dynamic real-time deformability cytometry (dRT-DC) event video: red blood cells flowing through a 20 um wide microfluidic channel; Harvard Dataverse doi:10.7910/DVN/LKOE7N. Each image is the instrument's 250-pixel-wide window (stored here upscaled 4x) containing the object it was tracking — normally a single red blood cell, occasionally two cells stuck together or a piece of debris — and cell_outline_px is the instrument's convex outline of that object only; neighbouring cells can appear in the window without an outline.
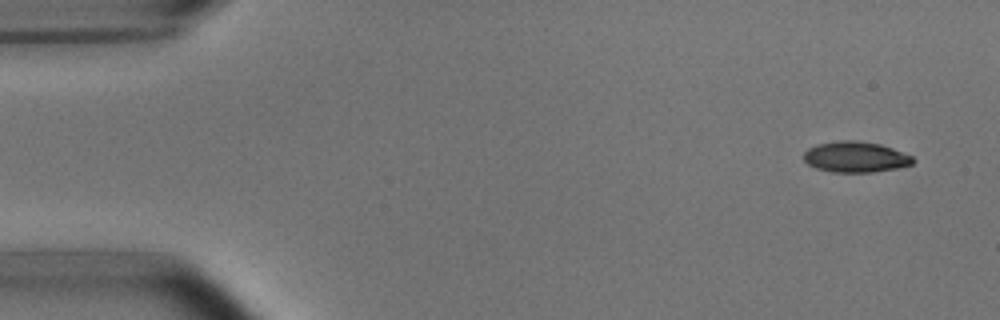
{"species": "common noctule bat (a hibernating species)", "species_latin": "Nyctalus noctula", "temperature_condition": "room temperature", "stored_images_in_passage": 8, "camera_frame_rate_fps": 3000, "um_per_image_px": 0.085, "animal": {"sex": "male", "body_mass_g": 15.6}, "frame": {"image": 1, "passage_image": 1, "time_ms": 0.0, "image_size_px": [1000, 320], "cell_outline_px": [[916, 160], [912, 164], [896, 168], [872, 172], [832, 172], [816, 168], [808, 164], [804, 160], [804, 152], [808, 148], [820, 144], [840, 140], [856, 140], [880, 144], [892, 148], [912, 156]], "centroid_in_image_um": [72.72, 13.34], "position_along_channel_um": 12.3, "area_um2": 19.48}}
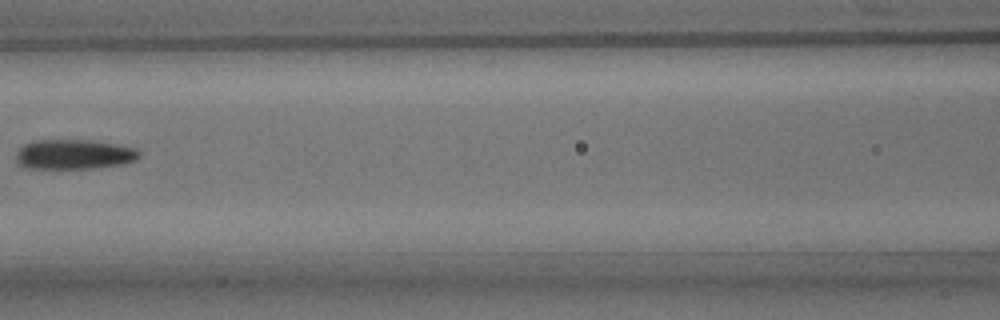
{"frame": {"image": 2, "passage_image": 7, "time_ms": 7.0, "image_size_px": [1000, 320], "cell_outline_px": [[140, 156], [136, 160], [124, 164], [92, 168], [24, 168], [16, 160], [16, 152], [24, 144], [32, 140], [88, 140], [116, 144], [136, 148], [140, 152]], "centroid_in_image_um": [6.29, 13.12], "position_along_channel_um": 160.3, "area_um2": 21.44}}
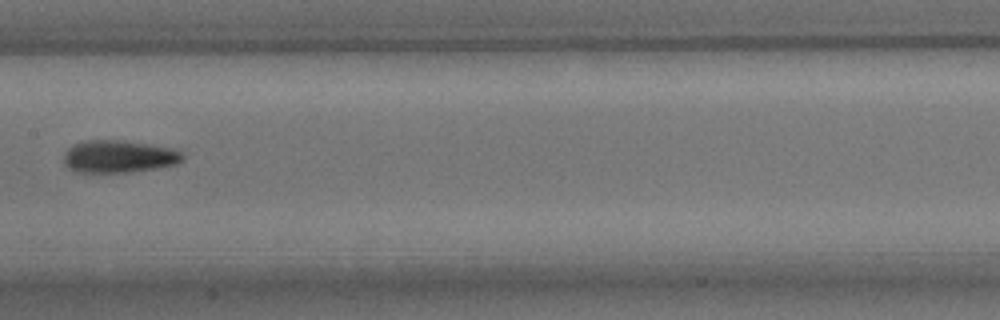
{"frame": {"image": 3, "passage_image": 8, "time_ms": 8.0, "image_size_px": [1000, 320], "cell_outline_px": [[184, 160], [176, 164], [156, 168], [132, 172], [80, 172], [68, 168], [64, 164], [64, 152], [72, 144], [84, 140], [124, 140], [176, 148], [184, 152]], "centroid_in_image_um": [10.13, 13.29], "position_along_channel_um": 197.3, "area_um2": 22.89}}